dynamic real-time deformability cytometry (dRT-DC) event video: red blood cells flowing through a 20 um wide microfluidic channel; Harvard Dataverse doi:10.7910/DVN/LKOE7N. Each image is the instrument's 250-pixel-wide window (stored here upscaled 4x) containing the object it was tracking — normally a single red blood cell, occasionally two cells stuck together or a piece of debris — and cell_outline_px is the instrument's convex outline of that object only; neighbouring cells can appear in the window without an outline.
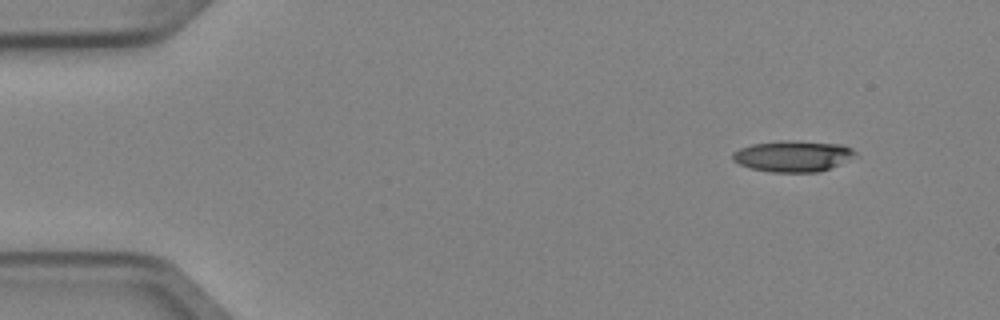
{"species": "Egyptian fruit bat (a non-hibernating species)", "species_latin": "Rousettus aegyptiacus", "temperature_condition": "cold", "stored_images_in_passage": 4, "camera_frame_rate_fps": 3000, "um_per_image_px": 0.085, "animal": {"sex": "female"}, "frame": {"image": 1, "passage_image": 1, "time_ms": 0.0, "image_size_px": [1000, 320], "cell_outline_px": [[860, 156], [820, 172], [772, 172], [752, 168], [740, 164], [732, 160], [732, 152], [740, 148], [752, 144], [780, 140], [788, 140], [840, 144], [852, 148]], "centroid_in_image_um": [67.44, 13.27], "position_along_channel_um": 17.6, "area_um2": 22.43}}
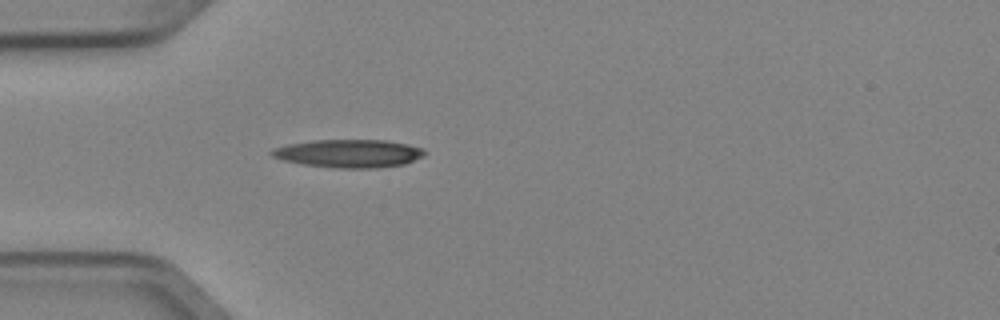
{"frame": {"image": 2, "passage_image": 4, "time_ms": 1.0, "image_size_px": [1000, 320], "cell_outline_px": [[428, 152], [424, 156], [404, 164], [376, 168], [332, 168], [304, 164], [284, 160], [272, 156], [268, 152], [272, 148], [288, 144], [312, 140], [384, 140], [408, 144], [424, 148]], "centroid_in_image_um": [29.67, 13.04], "position_along_channel_um": 55.3, "area_um2": 25.2}}